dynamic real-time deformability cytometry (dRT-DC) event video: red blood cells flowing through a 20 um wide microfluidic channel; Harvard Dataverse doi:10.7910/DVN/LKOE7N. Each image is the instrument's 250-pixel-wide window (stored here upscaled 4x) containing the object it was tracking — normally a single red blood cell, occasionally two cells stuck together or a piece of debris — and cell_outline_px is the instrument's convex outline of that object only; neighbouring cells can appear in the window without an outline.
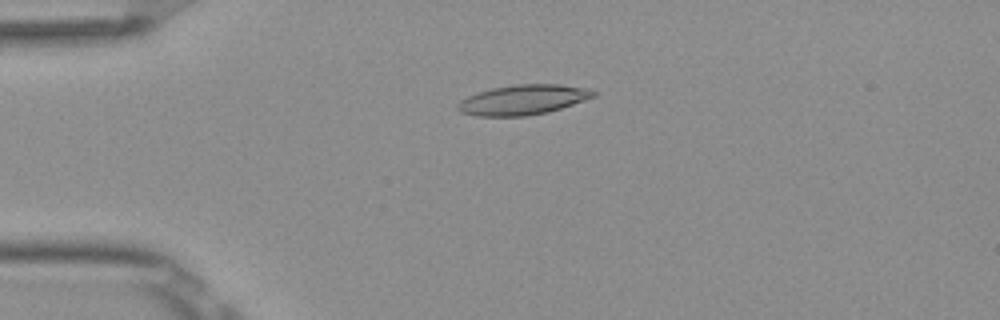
{"species": "Egyptian fruit bat (a non-hibernating species)", "species_latin": "Rousettus aegyptiacus", "temperature_condition": "room temperature", "stored_images_in_passage": 51, "camera_frame_rate_fps": 3000, "um_per_image_px": 0.085, "frame": {"image": 1, "passage_image": 11, "time_ms": 3.333, "image_size_px": [1000, 320], "cell_outline_px": [[596, 96], [548, 112], [528, 116], [476, 116], [460, 112], [456, 108], [456, 104], [460, 100], [468, 96], [492, 88], [516, 84], [560, 84], [588, 88], [596, 92]], "centroid_in_image_um": [44.44, 8.48], "position_along_channel_um": 40.6, "area_um2": 23.7}}
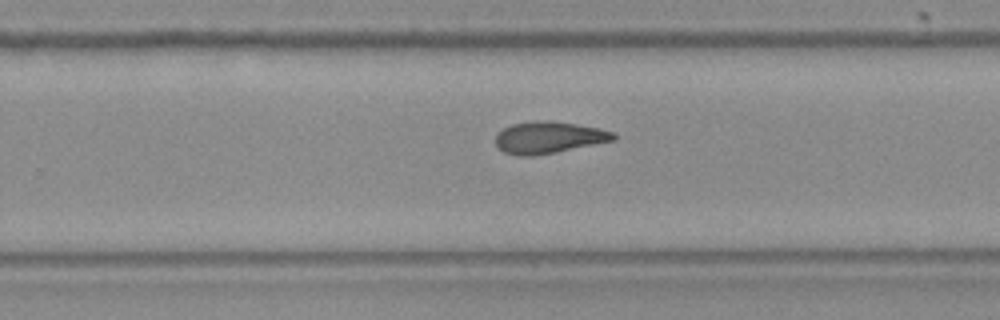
{"frame": {"image": 2, "passage_image": 32, "time_ms": 10.333, "image_size_px": [1000, 320], "cell_outline_px": [[616, 140], [556, 152], [532, 156], [520, 156], [504, 152], [496, 148], [496, 136], [504, 128], [512, 124], [532, 120], [548, 120], [576, 124], [616, 132]], "centroid_in_image_um": [46.64, 11.68], "position_along_channel_um": 283.2, "area_um2": 21.91}}
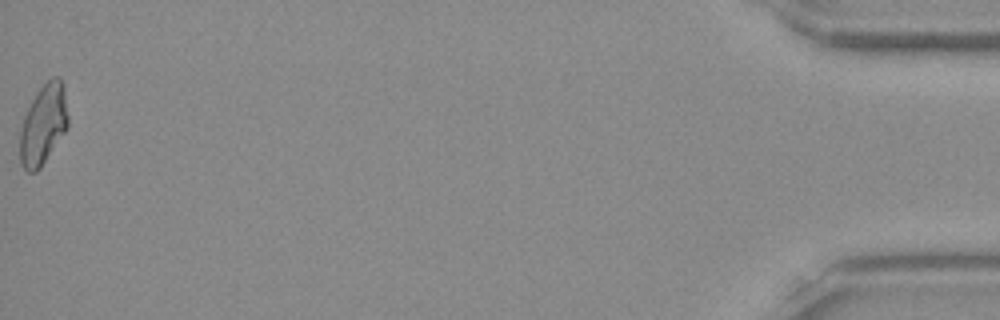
{"frame": {"image": 3, "passage_image": 51, "time_ms": 16.667, "image_size_px": [1000, 320], "cell_outline_px": [[68, 128], [40, 168], [36, 172], [28, 172], [24, 168], [20, 160], [20, 132], [24, 116], [36, 92], [52, 76], [60, 76], [64, 84], [68, 116]], "centroid_in_image_um": [3.7, 10.56], "position_along_channel_um": 431.5, "area_um2": 22.54}, "authors_computed_cell_mechanics": {"area_um2": 21.9062, "velocity_mm_per_s": 3.8845, "shape_relaxation_time_tau1_ms": null, "shape_relaxation_time_tau2_ms": 2.8332, "deformation_change_tau1": null, "deformation_change_tau2": 0.1035}}